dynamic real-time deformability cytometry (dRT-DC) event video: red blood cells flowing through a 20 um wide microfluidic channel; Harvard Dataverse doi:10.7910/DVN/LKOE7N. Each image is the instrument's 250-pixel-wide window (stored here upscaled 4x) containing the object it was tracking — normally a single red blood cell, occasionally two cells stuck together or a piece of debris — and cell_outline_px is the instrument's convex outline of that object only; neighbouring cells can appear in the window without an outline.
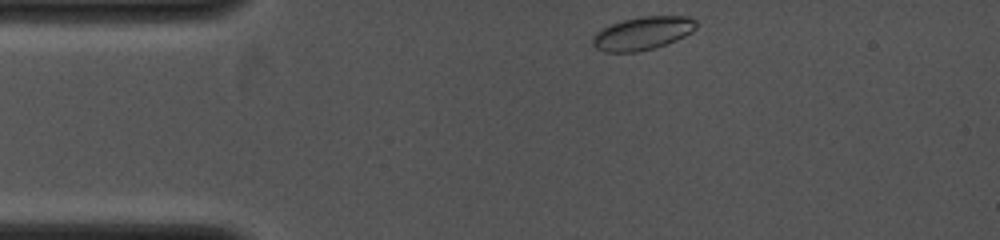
{"species": "common noctule bat (a hibernating species)", "species_latin": "Nyctalus noctula", "temperature_condition": "cold", "stored_images_in_passage": 36, "camera_frame_rate_fps": 4000, "um_per_image_px": 0.085, "animal": {"sex": "female", "body_mass_g": 19.0, "forearm_length_mm": 53.3}, "frame": {"image": 1, "passage_image": 1, "time_ms": 0.0, "image_size_px": [1000, 240], "cell_outline_px": [[696, 28], [692, 32], [676, 40], [652, 48], [636, 52], [604, 52], [596, 48], [592, 44], [592, 36], [596, 32], [612, 24], [624, 20], [640, 16], [688, 16], [696, 20]], "centroid_in_image_um": [54.61, 2.82], "position_along_channel_um": 30.4, "area_um2": 19.88}}
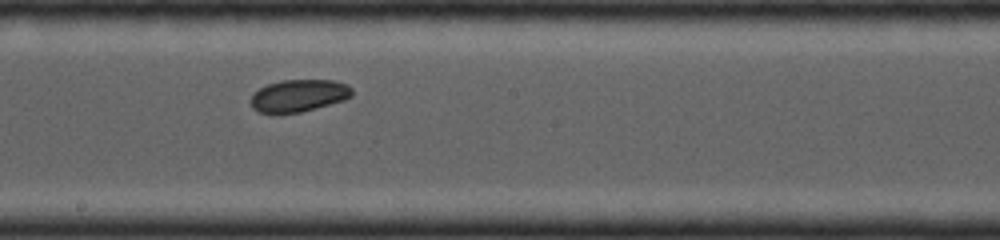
{"frame": {"image": 2, "passage_image": 22, "time_ms": 5.25, "image_size_px": [1000, 240], "cell_outline_px": [[352, 96], [344, 100], [300, 112], [260, 112], [252, 108], [248, 100], [260, 88], [268, 84], [280, 80], [336, 80], [348, 84], [352, 88]], "centroid_in_image_um": [25.41, 8.1], "position_along_channel_um": 222.8, "area_um2": 18.9}}
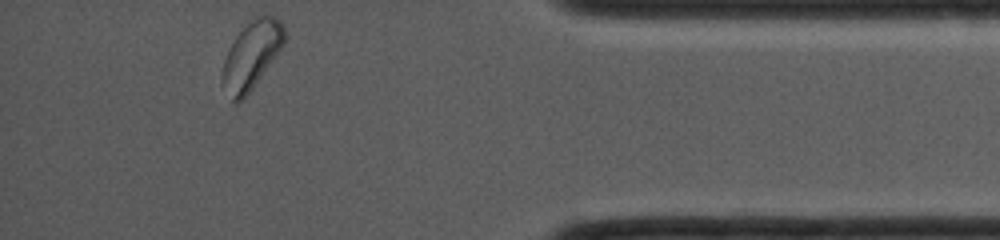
{"frame": {"image": 3, "passage_image": 36, "time_ms": 10.0, "image_size_px": [1000, 240], "cell_outline_px": [[288, 36], [284, 44], [252, 88], [240, 100], [232, 100], [220, 80], [220, 76], [224, 60], [228, 48], [236, 36], [248, 20], [252, 16], [272, 16], [280, 20]], "centroid_in_image_um": [21.38, 4.62], "position_along_channel_um": 413.8, "area_um2": 24.28}}